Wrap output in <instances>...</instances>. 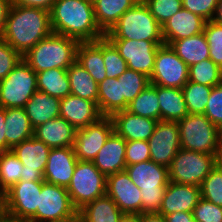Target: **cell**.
Segmentation results:
<instances>
[{"mask_svg": "<svg viewBox=\"0 0 222 222\" xmlns=\"http://www.w3.org/2000/svg\"><path fill=\"white\" fill-rule=\"evenodd\" d=\"M53 33L78 42H93L105 37L97 24L92 0H56L50 10Z\"/></svg>", "mask_w": 222, "mask_h": 222, "instance_id": "1", "label": "cell"}, {"mask_svg": "<svg viewBox=\"0 0 222 222\" xmlns=\"http://www.w3.org/2000/svg\"><path fill=\"white\" fill-rule=\"evenodd\" d=\"M52 33L50 11L12 4L0 38L23 56Z\"/></svg>", "mask_w": 222, "mask_h": 222, "instance_id": "2", "label": "cell"}, {"mask_svg": "<svg viewBox=\"0 0 222 222\" xmlns=\"http://www.w3.org/2000/svg\"><path fill=\"white\" fill-rule=\"evenodd\" d=\"M78 44L75 39L52 33L23 55V60L36 73L52 68L68 69L76 61Z\"/></svg>", "mask_w": 222, "mask_h": 222, "instance_id": "3", "label": "cell"}, {"mask_svg": "<svg viewBox=\"0 0 222 222\" xmlns=\"http://www.w3.org/2000/svg\"><path fill=\"white\" fill-rule=\"evenodd\" d=\"M125 171L141 189L142 213H158L169 182L168 168L148 160L127 165Z\"/></svg>", "mask_w": 222, "mask_h": 222, "instance_id": "4", "label": "cell"}, {"mask_svg": "<svg viewBox=\"0 0 222 222\" xmlns=\"http://www.w3.org/2000/svg\"><path fill=\"white\" fill-rule=\"evenodd\" d=\"M105 37L108 40L164 41L162 26L144 2L124 12Z\"/></svg>", "mask_w": 222, "mask_h": 222, "instance_id": "5", "label": "cell"}, {"mask_svg": "<svg viewBox=\"0 0 222 222\" xmlns=\"http://www.w3.org/2000/svg\"><path fill=\"white\" fill-rule=\"evenodd\" d=\"M177 123L182 149L220 155L219 128L204 114H188Z\"/></svg>", "mask_w": 222, "mask_h": 222, "instance_id": "6", "label": "cell"}, {"mask_svg": "<svg viewBox=\"0 0 222 222\" xmlns=\"http://www.w3.org/2000/svg\"><path fill=\"white\" fill-rule=\"evenodd\" d=\"M220 155L180 149L168 168L169 181L200 187L219 162Z\"/></svg>", "mask_w": 222, "mask_h": 222, "instance_id": "7", "label": "cell"}, {"mask_svg": "<svg viewBox=\"0 0 222 222\" xmlns=\"http://www.w3.org/2000/svg\"><path fill=\"white\" fill-rule=\"evenodd\" d=\"M37 90L36 72L22 59L0 81V107L24 108Z\"/></svg>", "mask_w": 222, "mask_h": 222, "instance_id": "8", "label": "cell"}, {"mask_svg": "<svg viewBox=\"0 0 222 222\" xmlns=\"http://www.w3.org/2000/svg\"><path fill=\"white\" fill-rule=\"evenodd\" d=\"M107 177L90 161H78L67 187L73 206L80 210L84 205L106 194Z\"/></svg>", "mask_w": 222, "mask_h": 222, "instance_id": "9", "label": "cell"}, {"mask_svg": "<svg viewBox=\"0 0 222 222\" xmlns=\"http://www.w3.org/2000/svg\"><path fill=\"white\" fill-rule=\"evenodd\" d=\"M79 218L67 188L44 182L39 194L36 213L27 222H50Z\"/></svg>", "mask_w": 222, "mask_h": 222, "instance_id": "10", "label": "cell"}, {"mask_svg": "<svg viewBox=\"0 0 222 222\" xmlns=\"http://www.w3.org/2000/svg\"><path fill=\"white\" fill-rule=\"evenodd\" d=\"M45 181L21 180L3 194V214L27 222L37 211L39 194Z\"/></svg>", "mask_w": 222, "mask_h": 222, "instance_id": "11", "label": "cell"}, {"mask_svg": "<svg viewBox=\"0 0 222 222\" xmlns=\"http://www.w3.org/2000/svg\"><path fill=\"white\" fill-rule=\"evenodd\" d=\"M189 80V67L176 52L166 44L161 45L149 81L153 85L169 88H183Z\"/></svg>", "mask_w": 222, "mask_h": 222, "instance_id": "12", "label": "cell"}, {"mask_svg": "<svg viewBox=\"0 0 222 222\" xmlns=\"http://www.w3.org/2000/svg\"><path fill=\"white\" fill-rule=\"evenodd\" d=\"M113 132L110 116H102L98 121L77 130L73 148L78 161L92 162Z\"/></svg>", "mask_w": 222, "mask_h": 222, "instance_id": "13", "label": "cell"}, {"mask_svg": "<svg viewBox=\"0 0 222 222\" xmlns=\"http://www.w3.org/2000/svg\"><path fill=\"white\" fill-rule=\"evenodd\" d=\"M150 160L169 168L173 158L181 149L177 121H158L148 140Z\"/></svg>", "mask_w": 222, "mask_h": 222, "instance_id": "14", "label": "cell"}, {"mask_svg": "<svg viewBox=\"0 0 222 222\" xmlns=\"http://www.w3.org/2000/svg\"><path fill=\"white\" fill-rule=\"evenodd\" d=\"M127 62L128 69L141 72L151 77L155 64L156 52L164 41L109 40Z\"/></svg>", "mask_w": 222, "mask_h": 222, "instance_id": "15", "label": "cell"}, {"mask_svg": "<svg viewBox=\"0 0 222 222\" xmlns=\"http://www.w3.org/2000/svg\"><path fill=\"white\" fill-rule=\"evenodd\" d=\"M50 149L43 141L37 140L34 136L11 149L23 164L21 180L44 181L43 173Z\"/></svg>", "mask_w": 222, "mask_h": 222, "instance_id": "16", "label": "cell"}, {"mask_svg": "<svg viewBox=\"0 0 222 222\" xmlns=\"http://www.w3.org/2000/svg\"><path fill=\"white\" fill-rule=\"evenodd\" d=\"M106 194L124 214L142 213L141 189L132 182L125 170L107 176Z\"/></svg>", "mask_w": 222, "mask_h": 222, "instance_id": "17", "label": "cell"}, {"mask_svg": "<svg viewBox=\"0 0 222 222\" xmlns=\"http://www.w3.org/2000/svg\"><path fill=\"white\" fill-rule=\"evenodd\" d=\"M77 162L73 146L51 148L43 173L44 181L67 188Z\"/></svg>", "mask_w": 222, "mask_h": 222, "instance_id": "18", "label": "cell"}, {"mask_svg": "<svg viewBox=\"0 0 222 222\" xmlns=\"http://www.w3.org/2000/svg\"><path fill=\"white\" fill-rule=\"evenodd\" d=\"M205 23L201 16L182 7L162 25L164 44L170 46L174 41L200 34L204 31Z\"/></svg>", "mask_w": 222, "mask_h": 222, "instance_id": "19", "label": "cell"}, {"mask_svg": "<svg viewBox=\"0 0 222 222\" xmlns=\"http://www.w3.org/2000/svg\"><path fill=\"white\" fill-rule=\"evenodd\" d=\"M102 116L96 102L72 94L60 99V117L77 130L98 121Z\"/></svg>", "mask_w": 222, "mask_h": 222, "instance_id": "20", "label": "cell"}, {"mask_svg": "<svg viewBox=\"0 0 222 222\" xmlns=\"http://www.w3.org/2000/svg\"><path fill=\"white\" fill-rule=\"evenodd\" d=\"M200 198V187L169 181L158 213L193 212Z\"/></svg>", "mask_w": 222, "mask_h": 222, "instance_id": "21", "label": "cell"}, {"mask_svg": "<svg viewBox=\"0 0 222 222\" xmlns=\"http://www.w3.org/2000/svg\"><path fill=\"white\" fill-rule=\"evenodd\" d=\"M110 117L113 122L114 132L126 141H148L158 122L148 117L129 113L126 110L115 112Z\"/></svg>", "mask_w": 222, "mask_h": 222, "instance_id": "22", "label": "cell"}, {"mask_svg": "<svg viewBox=\"0 0 222 222\" xmlns=\"http://www.w3.org/2000/svg\"><path fill=\"white\" fill-rule=\"evenodd\" d=\"M126 140L113 132L92 161L106 177L125 170Z\"/></svg>", "mask_w": 222, "mask_h": 222, "instance_id": "23", "label": "cell"}, {"mask_svg": "<svg viewBox=\"0 0 222 222\" xmlns=\"http://www.w3.org/2000/svg\"><path fill=\"white\" fill-rule=\"evenodd\" d=\"M76 131V128L59 116L34 128L33 136L50 148L72 147Z\"/></svg>", "mask_w": 222, "mask_h": 222, "instance_id": "24", "label": "cell"}, {"mask_svg": "<svg viewBox=\"0 0 222 222\" xmlns=\"http://www.w3.org/2000/svg\"><path fill=\"white\" fill-rule=\"evenodd\" d=\"M33 128L60 116V99L36 91L24 107Z\"/></svg>", "mask_w": 222, "mask_h": 222, "instance_id": "25", "label": "cell"}, {"mask_svg": "<svg viewBox=\"0 0 222 222\" xmlns=\"http://www.w3.org/2000/svg\"><path fill=\"white\" fill-rule=\"evenodd\" d=\"M76 61L89 72L98 84L107 78L102 55V39L93 42H79Z\"/></svg>", "mask_w": 222, "mask_h": 222, "instance_id": "26", "label": "cell"}, {"mask_svg": "<svg viewBox=\"0 0 222 222\" xmlns=\"http://www.w3.org/2000/svg\"><path fill=\"white\" fill-rule=\"evenodd\" d=\"M33 134L34 128L24 108L5 109V136L10 150L22 141L33 137Z\"/></svg>", "mask_w": 222, "mask_h": 222, "instance_id": "27", "label": "cell"}, {"mask_svg": "<svg viewBox=\"0 0 222 222\" xmlns=\"http://www.w3.org/2000/svg\"><path fill=\"white\" fill-rule=\"evenodd\" d=\"M123 214L107 194L78 210L79 222H119Z\"/></svg>", "mask_w": 222, "mask_h": 222, "instance_id": "28", "label": "cell"}, {"mask_svg": "<svg viewBox=\"0 0 222 222\" xmlns=\"http://www.w3.org/2000/svg\"><path fill=\"white\" fill-rule=\"evenodd\" d=\"M161 121H179L188 115L187 105L181 88L157 85Z\"/></svg>", "mask_w": 222, "mask_h": 222, "instance_id": "29", "label": "cell"}, {"mask_svg": "<svg viewBox=\"0 0 222 222\" xmlns=\"http://www.w3.org/2000/svg\"><path fill=\"white\" fill-rule=\"evenodd\" d=\"M138 0H92L95 18L100 29L106 34L124 12L133 8Z\"/></svg>", "mask_w": 222, "mask_h": 222, "instance_id": "30", "label": "cell"}, {"mask_svg": "<svg viewBox=\"0 0 222 222\" xmlns=\"http://www.w3.org/2000/svg\"><path fill=\"white\" fill-rule=\"evenodd\" d=\"M170 47L176 52L177 56L188 65V67L210 58V48L204 32L174 41Z\"/></svg>", "mask_w": 222, "mask_h": 222, "instance_id": "31", "label": "cell"}, {"mask_svg": "<svg viewBox=\"0 0 222 222\" xmlns=\"http://www.w3.org/2000/svg\"><path fill=\"white\" fill-rule=\"evenodd\" d=\"M38 91L58 99L71 94L67 69L52 68L36 73Z\"/></svg>", "mask_w": 222, "mask_h": 222, "instance_id": "32", "label": "cell"}, {"mask_svg": "<svg viewBox=\"0 0 222 222\" xmlns=\"http://www.w3.org/2000/svg\"><path fill=\"white\" fill-rule=\"evenodd\" d=\"M67 74L70 81L71 94L83 99L96 102L98 105V83L90 76L77 61L68 69Z\"/></svg>", "mask_w": 222, "mask_h": 222, "instance_id": "33", "label": "cell"}, {"mask_svg": "<svg viewBox=\"0 0 222 222\" xmlns=\"http://www.w3.org/2000/svg\"><path fill=\"white\" fill-rule=\"evenodd\" d=\"M98 85V108L103 116L124 110V96L118 78H106Z\"/></svg>", "mask_w": 222, "mask_h": 222, "instance_id": "34", "label": "cell"}, {"mask_svg": "<svg viewBox=\"0 0 222 222\" xmlns=\"http://www.w3.org/2000/svg\"><path fill=\"white\" fill-rule=\"evenodd\" d=\"M126 111L160 121V106L157 97V85L149 84L133 101Z\"/></svg>", "mask_w": 222, "mask_h": 222, "instance_id": "35", "label": "cell"}, {"mask_svg": "<svg viewBox=\"0 0 222 222\" xmlns=\"http://www.w3.org/2000/svg\"><path fill=\"white\" fill-rule=\"evenodd\" d=\"M23 164L12 150L0 152V192L3 195L21 181Z\"/></svg>", "mask_w": 222, "mask_h": 222, "instance_id": "36", "label": "cell"}, {"mask_svg": "<svg viewBox=\"0 0 222 222\" xmlns=\"http://www.w3.org/2000/svg\"><path fill=\"white\" fill-rule=\"evenodd\" d=\"M212 87L188 81L182 88L188 114H204Z\"/></svg>", "mask_w": 222, "mask_h": 222, "instance_id": "37", "label": "cell"}, {"mask_svg": "<svg viewBox=\"0 0 222 222\" xmlns=\"http://www.w3.org/2000/svg\"><path fill=\"white\" fill-rule=\"evenodd\" d=\"M222 69L210 58L189 67V80L209 87L221 84Z\"/></svg>", "mask_w": 222, "mask_h": 222, "instance_id": "38", "label": "cell"}, {"mask_svg": "<svg viewBox=\"0 0 222 222\" xmlns=\"http://www.w3.org/2000/svg\"><path fill=\"white\" fill-rule=\"evenodd\" d=\"M121 83L122 96H124V110L149 84V77L145 74L127 69L118 77Z\"/></svg>", "mask_w": 222, "mask_h": 222, "instance_id": "39", "label": "cell"}, {"mask_svg": "<svg viewBox=\"0 0 222 222\" xmlns=\"http://www.w3.org/2000/svg\"><path fill=\"white\" fill-rule=\"evenodd\" d=\"M201 197L222 207V165L218 162L200 185Z\"/></svg>", "mask_w": 222, "mask_h": 222, "instance_id": "40", "label": "cell"}, {"mask_svg": "<svg viewBox=\"0 0 222 222\" xmlns=\"http://www.w3.org/2000/svg\"><path fill=\"white\" fill-rule=\"evenodd\" d=\"M102 55L107 78H118L128 69L127 62L106 37L102 38Z\"/></svg>", "mask_w": 222, "mask_h": 222, "instance_id": "41", "label": "cell"}, {"mask_svg": "<svg viewBox=\"0 0 222 222\" xmlns=\"http://www.w3.org/2000/svg\"><path fill=\"white\" fill-rule=\"evenodd\" d=\"M203 32L210 48V59L222 69V25L206 21Z\"/></svg>", "mask_w": 222, "mask_h": 222, "instance_id": "42", "label": "cell"}, {"mask_svg": "<svg viewBox=\"0 0 222 222\" xmlns=\"http://www.w3.org/2000/svg\"><path fill=\"white\" fill-rule=\"evenodd\" d=\"M144 3L161 26L183 7L182 0H145Z\"/></svg>", "mask_w": 222, "mask_h": 222, "instance_id": "43", "label": "cell"}, {"mask_svg": "<svg viewBox=\"0 0 222 222\" xmlns=\"http://www.w3.org/2000/svg\"><path fill=\"white\" fill-rule=\"evenodd\" d=\"M195 222H222V207L200 198L193 209Z\"/></svg>", "mask_w": 222, "mask_h": 222, "instance_id": "44", "label": "cell"}, {"mask_svg": "<svg viewBox=\"0 0 222 222\" xmlns=\"http://www.w3.org/2000/svg\"><path fill=\"white\" fill-rule=\"evenodd\" d=\"M204 115L215 126H222V85L213 86Z\"/></svg>", "mask_w": 222, "mask_h": 222, "instance_id": "45", "label": "cell"}, {"mask_svg": "<svg viewBox=\"0 0 222 222\" xmlns=\"http://www.w3.org/2000/svg\"><path fill=\"white\" fill-rule=\"evenodd\" d=\"M23 56L0 38V81L20 63Z\"/></svg>", "mask_w": 222, "mask_h": 222, "instance_id": "46", "label": "cell"}, {"mask_svg": "<svg viewBox=\"0 0 222 222\" xmlns=\"http://www.w3.org/2000/svg\"><path fill=\"white\" fill-rule=\"evenodd\" d=\"M125 160L126 165H133L150 160V149L148 141H126Z\"/></svg>", "mask_w": 222, "mask_h": 222, "instance_id": "47", "label": "cell"}, {"mask_svg": "<svg viewBox=\"0 0 222 222\" xmlns=\"http://www.w3.org/2000/svg\"><path fill=\"white\" fill-rule=\"evenodd\" d=\"M218 0H182L183 8L210 21L215 13Z\"/></svg>", "mask_w": 222, "mask_h": 222, "instance_id": "48", "label": "cell"}, {"mask_svg": "<svg viewBox=\"0 0 222 222\" xmlns=\"http://www.w3.org/2000/svg\"><path fill=\"white\" fill-rule=\"evenodd\" d=\"M56 0H12V4L24 7L42 8L50 11Z\"/></svg>", "mask_w": 222, "mask_h": 222, "instance_id": "49", "label": "cell"}, {"mask_svg": "<svg viewBox=\"0 0 222 222\" xmlns=\"http://www.w3.org/2000/svg\"><path fill=\"white\" fill-rule=\"evenodd\" d=\"M166 222H195L193 212H175L164 216Z\"/></svg>", "mask_w": 222, "mask_h": 222, "instance_id": "50", "label": "cell"}, {"mask_svg": "<svg viewBox=\"0 0 222 222\" xmlns=\"http://www.w3.org/2000/svg\"><path fill=\"white\" fill-rule=\"evenodd\" d=\"M12 6V0H0V37L5 28L9 10Z\"/></svg>", "mask_w": 222, "mask_h": 222, "instance_id": "51", "label": "cell"}, {"mask_svg": "<svg viewBox=\"0 0 222 222\" xmlns=\"http://www.w3.org/2000/svg\"><path fill=\"white\" fill-rule=\"evenodd\" d=\"M9 150L5 136V108L0 107V152Z\"/></svg>", "mask_w": 222, "mask_h": 222, "instance_id": "52", "label": "cell"}, {"mask_svg": "<svg viewBox=\"0 0 222 222\" xmlns=\"http://www.w3.org/2000/svg\"><path fill=\"white\" fill-rule=\"evenodd\" d=\"M139 222H166L164 216L160 213H140Z\"/></svg>", "mask_w": 222, "mask_h": 222, "instance_id": "53", "label": "cell"}, {"mask_svg": "<svg viewBox=\"0 0 222 222\" xmlns=\"http://www.w3.org/2000/svg\"><path fill=\"white\" fill-rule=\"evenodd\" d=\"M212 21L222 25V0H218V4L216 6Z\"/></svg>", "mask_w": 222, "mask_h": 222, "instance_id": "54", "label": "cell"}, {"mask_svg": "<svg viewBox=\"0 0 222 222\" xmlns=\"http://www.w3.org/2000/svg\"><path fill=\"white\" fill-rule=\"evenodd\" d=\"M119 222H139L138 214H123Z\"/></svg>", "mask_w": 222, "mask_h": 222, "instance_id": "55", "label": "cell"}, {"mask_svg": "<svg viewBox=\"0 0 222 222\" xmlns=\"http://www.w3.org/2000/svg\"><path fill=\"white\" fill-rule=\"evenodd\" d=\"M0 222H18V221H16V220H14V219H12V218L2 214L0 216Z\"/></svg>", "mask_w": 222, "mask_h": 222, "instance_id": "56", "label": "cell"}, {"mask_svg": "<svg viewBox=\"0 0 222 222\" xmlns=\"http://www.w3.org/2000/svg\"><path fill=\"white\" fill-rule=\"evenodd\" d=\"M50 222H79V218H68V219L50 221Z\"/></svg>", "mask_w": 222, "mask_h": 222, "instance_id": "57", "label": "cell"}, {"mask_svg": "<svg viewBox=\"0 0 222 222\" xmlns=\"http://www.w3.org/2000/svg\"><path fill=\"white\" fill-rule=\"evenodd\" d=\"M219 146L220 151L222 152V126L219 128Z\"/></svg>", "mask_w": 222, "mask_h": 222, "instance_id": "58", "label": "cell"}, {"mask_svg": "<svg viewBox=\"0 0 222 222\" xmlns=\"http://www.w3.org/2000/svg\"><path fill=\"white\" fill-rule=\"evenodd\" d=\"M3 197H0V216L3 214V203H2Z\"/></svg>", "mask_w": 222, "mask_h": 222, "instance_id": "59", "label": "cell"}, {"mask_svg": "<svg viewBox=\"0 0 222 222\" xmlns=\"http://www.w3.org/2000/svg\"><path fill=\"white\" fill-rule=\"evenodd\" d=\"M219 161H222V152L220 153Z\"/></svg>", "mask_w": 222, "mask_h": 222, "instance_id": "60", "label": "cell"}]
</instances>
